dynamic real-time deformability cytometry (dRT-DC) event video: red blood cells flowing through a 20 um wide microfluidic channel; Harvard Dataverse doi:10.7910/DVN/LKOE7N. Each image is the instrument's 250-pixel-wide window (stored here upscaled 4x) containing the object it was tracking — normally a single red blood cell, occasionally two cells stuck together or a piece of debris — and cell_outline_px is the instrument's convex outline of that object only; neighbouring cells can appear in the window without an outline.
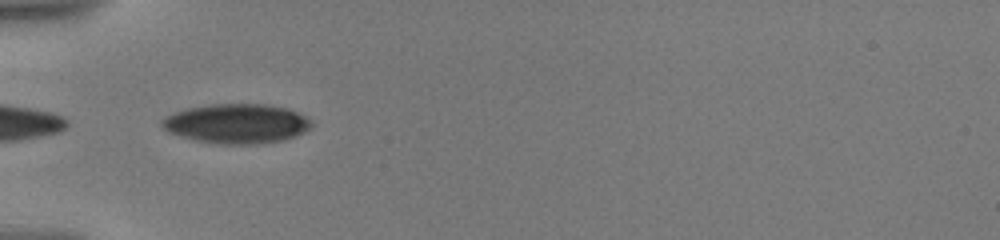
{"species": "human", "species_latin": "Homo sapiens", "temperature_condition": "warm", "stored_images_in_passage": 55, "camera_frame_rate_fps": 3000, "um_per_image_px": 0.085, "donor": {"sex": "male"}, "frame": {"image": 1, "passage_image": 1, "time_ms": 0.0, "image_size_px": [1000, 240], "cell_outline_px": [[312, 124], [304, 132], [284, 140], [256, 144], [220, 144], [192, 140], [168, 132], [160, 124], [160, 120], [164, 116], [188, 108], [212, 104], [264, 104], [284, 108], [296, 112], [304, 116]], "centroid_in_image_um": [20.05, 10.52], "position_along_channel_um": 65.0, "area_um2": 34.28}}
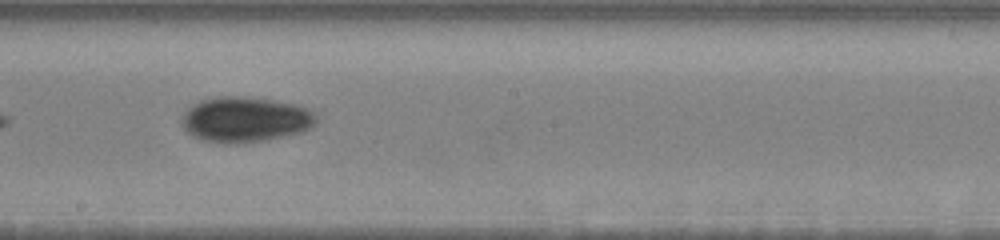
{"frame": {"image": 2, "passage_image": 19, "time_ms": 4.667, "image_size_px": [1000, 240], "cell_outline_px": [[316, 124], [312, 128], [300, 132], [268, 140], [240, 144], [224, 144], [200, 140], [192, 136], [180, 124], [184, 112], [192, 104], [200, 100], [220, 96], [244, 96], [272, 100], [292, 104], [308, 108], [316, 116]], "centroid_in_image_um": [20.81, 10.17], "position_along_channel_um": 227.4, "area_um2": 35.95}}
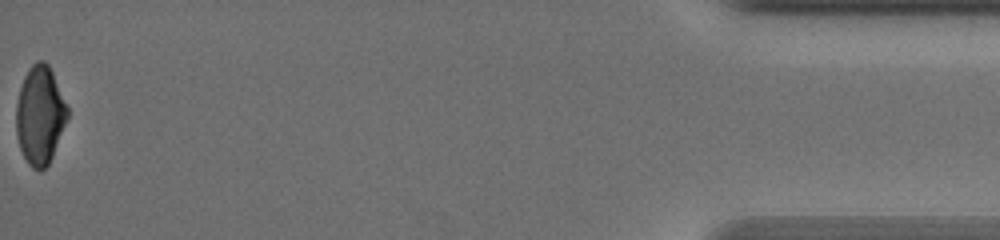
{"frame": {"image": 3, "passage_image": 54, "time_ms": 12.667, "image_size_px": [1000, 240], "cell_outline_px": [[68, 116], [52, 156], [48, 164], [44, 168], [32, 168], [28, 164], [20, 148], [16, 136], [16, 104], [20, 88], [24, 76], [28, 68], [36, 60], [44, 60], [48, 64], [52, 72], [68, 108]], "centroid_in_image_um": [3.37, 9.76], "position_along_channel_um": 431.8, "area_um2": 29.07}, "authors_computed_cell_mechanics": {"area_um2": 31.79, "velocity_mm_per_s": 3.5708, "shape_relaxation_time_tau1_ms": 4.2578, "shape_relaxation_time_tau2_ms": 5.0476, "deformation_change_tau1": 0.1507, "deformation_change_tau2": 0.0606}}